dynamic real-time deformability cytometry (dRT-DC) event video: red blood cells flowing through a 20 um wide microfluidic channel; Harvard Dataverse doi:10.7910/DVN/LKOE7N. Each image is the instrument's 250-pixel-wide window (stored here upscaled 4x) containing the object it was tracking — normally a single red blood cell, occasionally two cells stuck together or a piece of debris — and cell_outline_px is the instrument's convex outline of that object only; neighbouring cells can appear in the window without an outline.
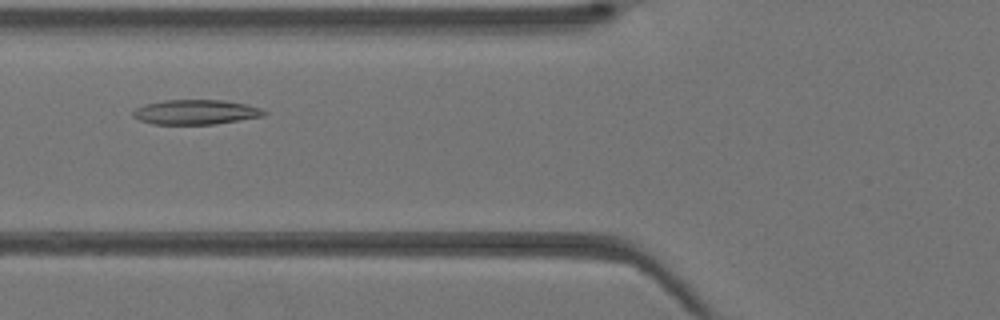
{"species": "Egyptian fruit bat (a non-hibernating species)", "species_latin": "Rousettus aegyptiacus", "temperature_condition": "warm", "stored_images_in_passage": 30, "camera_frame_rate_fps": 3000, "um_per_image_px": 0.085, "animal": {"sex": "female"}, "frame": {"image": 1, "passage_image": 4, "time_ms": 1.0, "image_size_px": [1000, 320], "cell_outline_px": [[268, 112], [264, 116], [212, 124], [152, 124], [140, 120], [132, 116], [132, 112], [136, 108], [144, 104], [164, 100], [220, 100], [248, 104], [260, 108]], "centroid_in_image_um": [16.62, 9.52], "position_along_channel_um": 109.2, "area_um2": 18.84}}
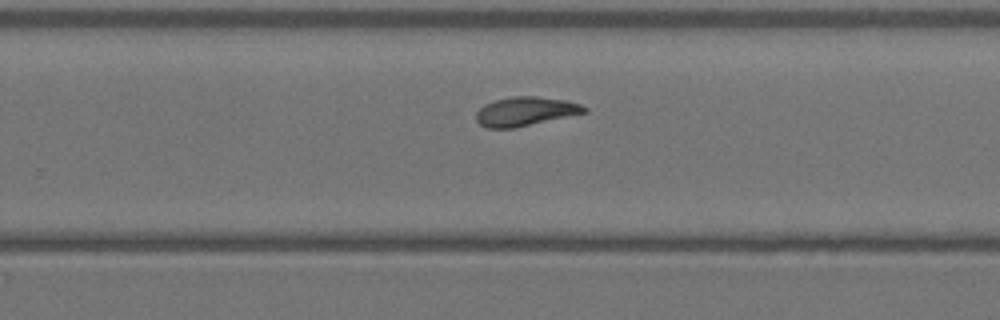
{"frame": {"image": 2, "passage_image": 15, "time_ms": 4.667, "image_size_px": [1000, 320], "cell_outline_px": [[588, 112], [512, 128], [488, 128], [480, 124], [476, 120], [476, 112], [484, 104], [496, 100], [512, 96], [536, 96], [564, 100], [580, 104], [588, 108]], "centroid_in_image_um": [44.65, 9.46], "position_along_channel_um": 285.2, "area_um2": 18.09}}
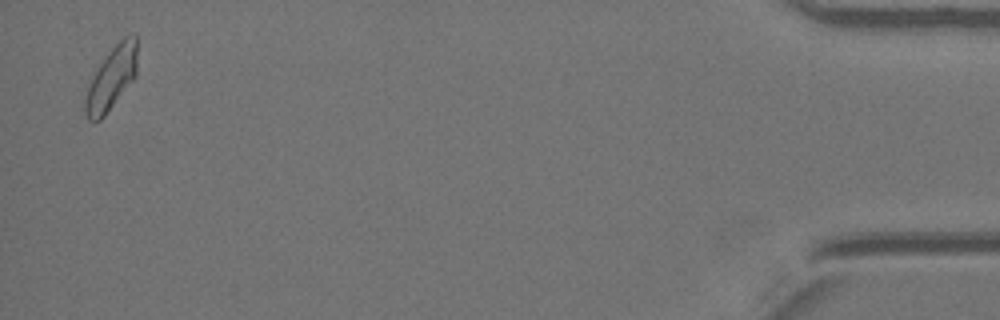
{"frame": {"image": 3, "passage_image": 29, "time_ms": 9.333, "image_size_px": [1000, 320], "cell_outline_px": [[136, 76], [104, 116], [100, 120], [88, 120], [84, 112], [84, 96], [88, 84], [96, 68], [108, 52], [124, 36], [136, 32]], "centroid_in_image_um": [9.45, 6.65], "position_along_channel_um": 425.8, "area_um2": 19.13}}